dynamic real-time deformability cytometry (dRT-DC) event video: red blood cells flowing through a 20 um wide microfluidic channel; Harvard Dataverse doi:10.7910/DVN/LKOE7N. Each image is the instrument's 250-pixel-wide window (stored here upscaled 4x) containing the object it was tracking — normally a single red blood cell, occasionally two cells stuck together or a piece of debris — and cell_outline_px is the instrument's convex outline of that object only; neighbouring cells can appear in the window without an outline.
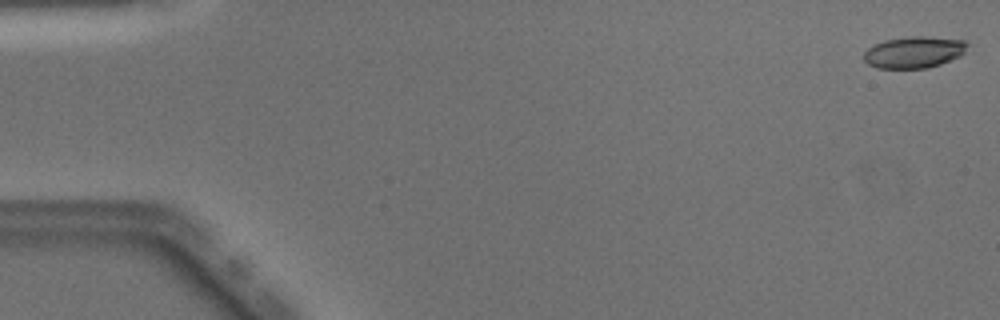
{"species": "Egyptian fruit bat (a non-hibernating species)", "species_latin": "Rousettus aegyptiacus", "temperature_condition": "warm", "stored_images_in_passage": 50, "camera_frame_rate_fps": 3000, "um_per_image_px": 0.085, "animal": {"sex": "male"}, "frame": {"image": 1, "passage_image": 1, "time_ms": 0.0, "image_size_px": [1000, 320], "cell_outline_px": [[968, 44], [964, 52], [960, 56], [940, 64], [928, 68], [876, 68], [868, 64], [864, 60], [864, 52], [872, 44], [884, 40], [908, 36], [924, 36], [964, 40]], "centroid_in_image_um": [77.66, 4.43], "position_along_channel_um": 7.3, "area_um2": 19.13}}
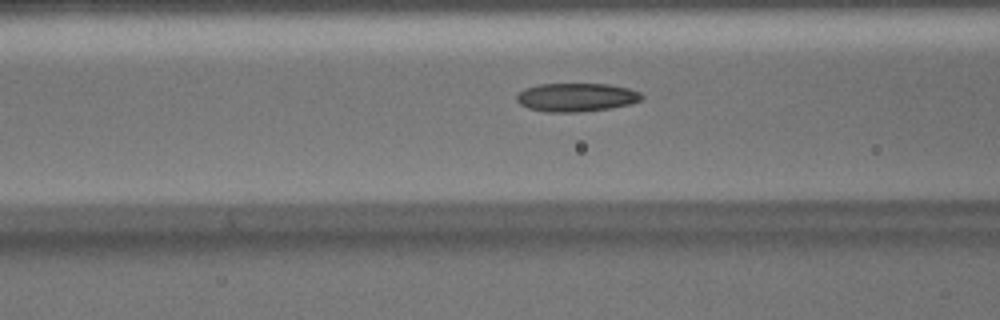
{"frame": {"image": 2, "passage_image": 20, "time_ms": 6.333, "image_size_px": [1000, 320], "cell_outline_px": [[644, 96], [640, 100], [628, 104], [612, 108], [576, 112], [548, 112], [528, 108], [520, 104], [516, 100], [516, 96], [524, 88], [540, 84], [608, 84], [628, 88], [640, 92]], "centroid_in_image_um": [48.98, 8.27], "position_along_channel_um": 117.6, "area_um2": 20.69}}
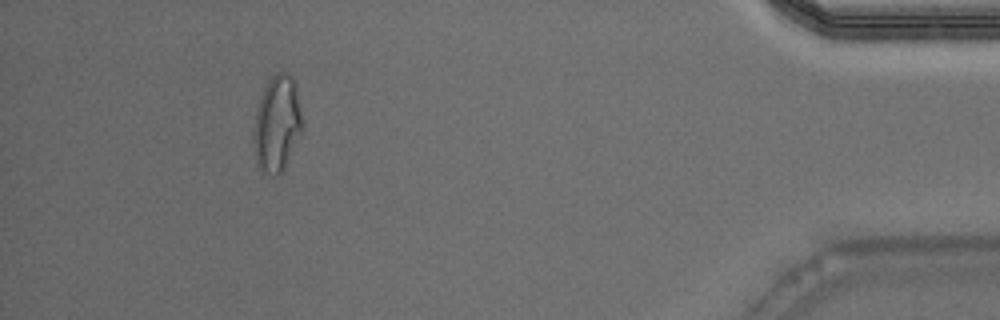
{"frame": {"image": 3, "passage_image": 46, "time_ms": 15.0, "image_size_px": [1000, 320], "cell_outline_px": [[304, 128], [284, 168], [276, 176], [272, 176], [260, 168], [256, 160], [252, 140], [252, 132], [256, 112], [264, 88], [268, 80], [276, 72], [284, 72], [292, 76], [296, 84]], "centroid_in_image_um": [23.55, 10.51], "position_along_channel_um": 411.6, "area_um2": 27.4}, "authors_computed_cell_mechanics": {"area_um2": 20.4323, "velocity_mm_per_s": 4.0546, "shape_relaxation_time_tau1_ms": null, "shape_relaxation_time_tau2_ms": 2.389, "deformation_change_tau1": null, "deformation_change_tau2": 0.092}}